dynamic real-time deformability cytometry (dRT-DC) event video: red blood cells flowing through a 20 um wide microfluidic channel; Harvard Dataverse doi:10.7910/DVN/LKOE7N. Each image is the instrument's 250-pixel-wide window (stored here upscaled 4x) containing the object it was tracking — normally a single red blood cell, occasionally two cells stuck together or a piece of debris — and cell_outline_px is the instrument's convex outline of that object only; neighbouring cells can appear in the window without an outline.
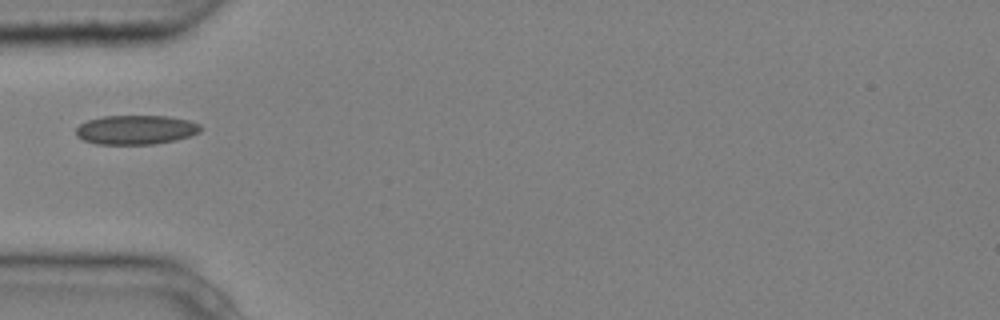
{"species": "common noctule bat (a hibernating species)", "species_latin": "Nyctalus noctula", "temperature_condition": "cold", "stored_images_in_passage": 5, "camera_frame_rate_fps": 3000, "um_per_image_px": 0.085, "animal": {"sex": "male", "body_mass_g": 20.4}, "frame": {"image": 1, "passage_image": 5, "time_ms": 1.333, "image_size_px": [1000, 320], "cell_outline_px": [[204, 128], [200, 132], [192, 136], [176, 140], [152, 144], [96, 144], [84, 140], [76, 136], [76, 128], [80, 124], [88, 120], [104, 116], [168, 116], [188, 120], [200, 124]], "centroid_in_image_um": [11.59, 11.03], "position_along_channel_um": 73.4, "area_um2": 21.39}}